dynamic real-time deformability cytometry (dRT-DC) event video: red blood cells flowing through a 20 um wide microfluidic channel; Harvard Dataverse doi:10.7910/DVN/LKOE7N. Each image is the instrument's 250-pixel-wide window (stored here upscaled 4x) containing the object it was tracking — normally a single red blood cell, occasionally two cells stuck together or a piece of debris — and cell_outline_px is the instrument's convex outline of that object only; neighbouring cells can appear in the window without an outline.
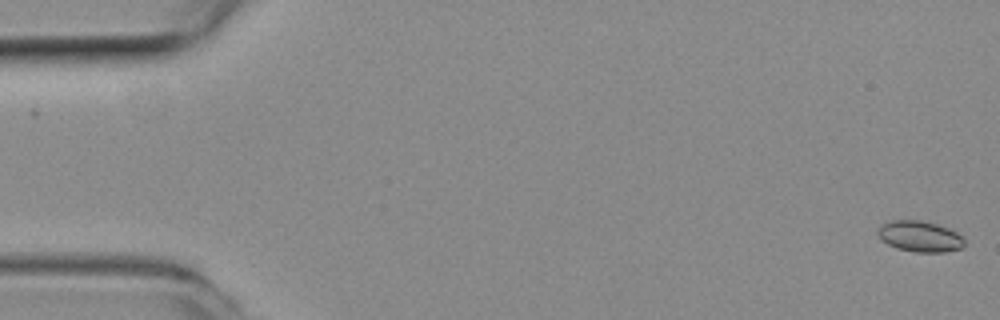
{"species": "common noctule bat (a hibernating species)", "species_latin": "Nyctalus noctula", "temperature_condition": "room temperature", "stored_images_in_passage": 53, "camera_frame_rate_fps": 3000, "um_per_image_px": 0.085, "animal": {"sex": "female", "body_mass_g": 19.3, "forearm_length_mm": 54.1}, "frame": {"image": 1, "passage_image": 1, "time_ms": 0.0, "image_size_px": [1000, 320], "cell_outline_px": [[964, 244], [960, 248], [944, 252], [916, 252], [896, 248], [880, 240], [876, 232], [884, 224], [892, 220], [920, 220], [936, 224], [948, 228], [956, 232], [964, 240]], "centroid_in_image_um": [78.16, 20.1], "position_along_channel_um": 6.8, "area_um2": 15.43}}
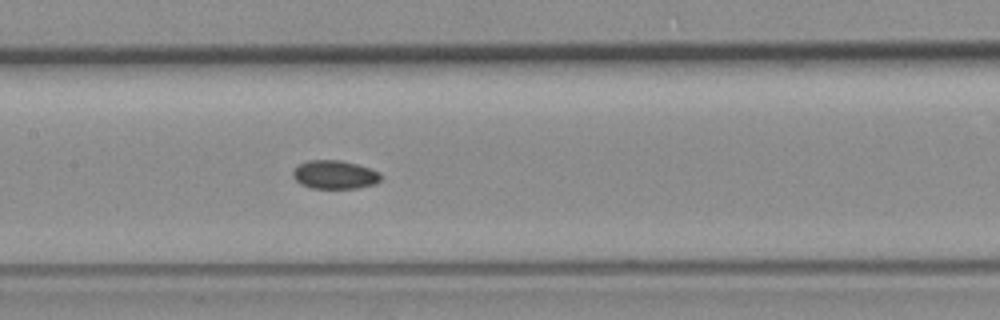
{"frame": {"image": 2, "passage_image": 25, "time_ms": 8.0, "image_size_px": [1000, 320], "cell_outline_px": [[380, 180], [376, 184], [356, 188], [312, 188], [300, 184], [292, 176], [292, 172], [300, 164], [308, 160], [340, 160], [356, 164], [380, 172]], "centroid_in_image_um": [28.44, 14.85], "position_along_channel_um": 179.0, "area_um2": 14.51}}
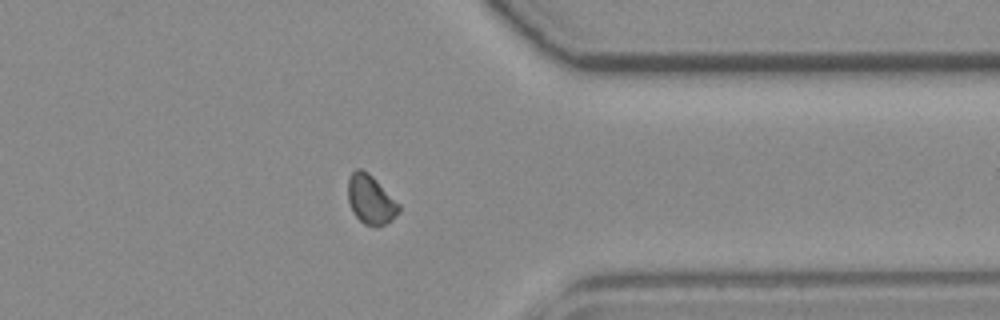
{"frame": {"image": 3, "passage_image": 41, "time_ms": 13.333, "image_size_px": [1000, 320], "cell_outline_px": [[400, 212], [392, 220], [376, 228], [364, 224], [352, 212], [348, 200], [348, 180], [352, 172], [356, 168], [360, 168], [368, 172], [400, 204]], "centroid_in_image_um": [31.51, 16.98], "position_along_channel_um": 379.9, "area_um2": 14.68}, "authors_computed_cell_mechanics": {"area_um2": 14.6812, "velocity_mm_per_s": 3.9627, "shape_relaxation_time_tau1_ms": null, "shape_relaxation_time_tau2_ms": 5.5286, "deformation_change_tau1": null, "deformation_change_tau2": 0.0695}}